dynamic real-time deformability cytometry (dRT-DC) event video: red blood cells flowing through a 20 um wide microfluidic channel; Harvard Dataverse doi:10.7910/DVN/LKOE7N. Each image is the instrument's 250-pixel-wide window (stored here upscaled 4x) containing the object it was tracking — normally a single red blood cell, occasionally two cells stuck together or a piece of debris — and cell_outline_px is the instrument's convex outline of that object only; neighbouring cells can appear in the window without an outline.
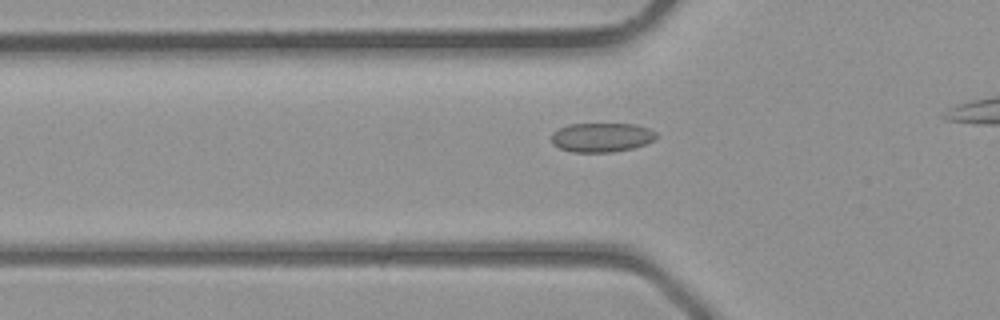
{"species": "common noctule bat (a hibernating species)", "species_latin": "Nyctalus noctula", "temperature_condition": "room temperature", "stored_images_in_passage": 18, "camera_frame_rate_fps": 3000, "um_per_image_px": 0.085, "animal": {"sex": "male", "body_mass_g": 23.1, "forearm_length_mm": 52.7}, "frame": {"image": 1, "passage_image": 4, "time_ms": 1.0, "image_size_px": [1000, 320], "cell_outline_px": [[656, 140], [632, 148], [612, 152], [572, 152], [560, 148], [552, 144], [552, 132], [568, 124], [636, 124], [648, 128], [656, 132]], "centroid_in_image_um": [51.14, 11.67], "position_along_channel_um": 74.7, "area_um2": 17.86}}
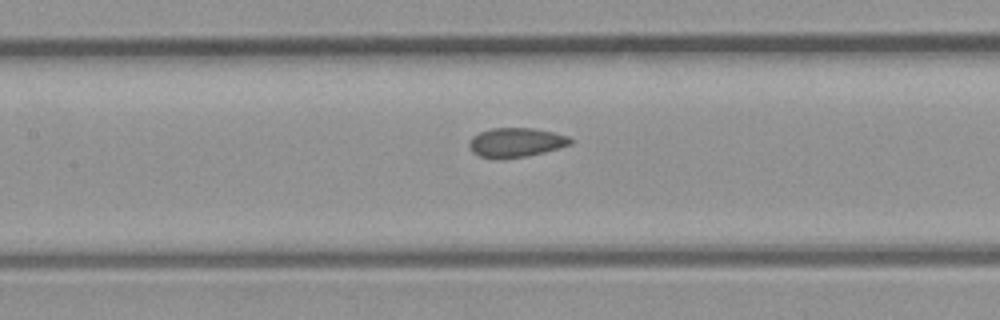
{"frame": {"image": 2, "passage_image": 9, "time_ms": 2.667, "image_size_px": [1000, 320], "cell_outline_px": [[572, 144], [544, 152], [528, 156], [504, 160], [496, 160], [480, 156], [472, 152], [468, 144], [472, 136], [480, 132], [492, 128], [532, 128], [552, 132], [568, 136], [572, 140]], "centroid_in_image_um": [43.82, 12.13], "position_along_channel_um": 163.6, "area_um2": 17.51}}
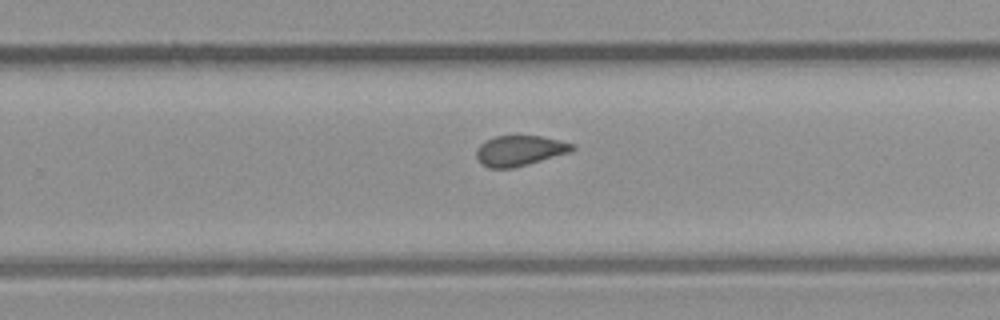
{"frame": {"image": 3, "passage_image": 16, "time_ms": 5.0, "image_size_px": [1000, 320], "cell_outline_px": [[576, 148], [568, 152], [528, 164], [512, 168], [488, 168], [480, 164], [476, 156], [476, 148], [484, 140], [496, 136], [540, 136], [560, 140], [572, 144]], "centroid_in_image_um": [44.1, 12.8], "position_along_channel_um": 285.7, "area_um2": 16.88}}